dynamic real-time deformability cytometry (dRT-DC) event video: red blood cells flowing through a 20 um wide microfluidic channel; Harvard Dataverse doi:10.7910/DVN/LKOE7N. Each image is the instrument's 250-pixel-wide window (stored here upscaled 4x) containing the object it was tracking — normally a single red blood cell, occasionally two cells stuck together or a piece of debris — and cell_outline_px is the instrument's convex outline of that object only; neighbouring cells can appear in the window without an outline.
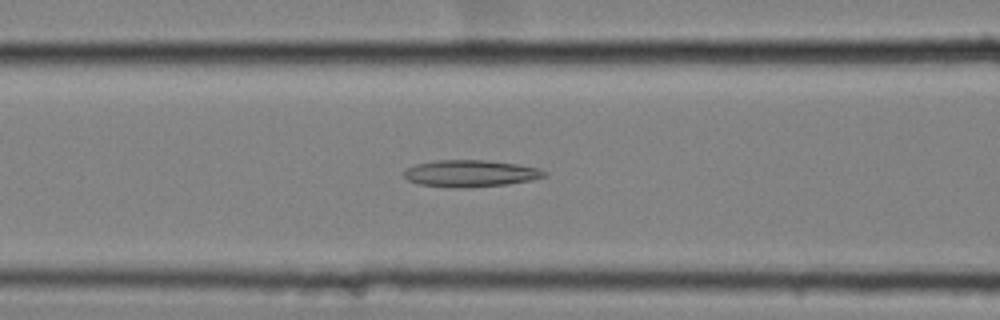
{"species": "common noctule bat (a hibernating species)", "species_latin": "Nyctalus noctula", "temperature_condition": "cold", "stored_images_in_passage": 45, "camera_frame_rate_fps": 3000, "um_per_image_px": 0.085, "animal": {"sex": "female", "body_mass_g": 25.1}, "frame": {"image": 1, "passage_image": 12, "time_ms": 3.667, "image_size_px": [1000, 320], "cell_outline_px": [[548, 176], [532, 180], [508, 184], [464, 188], [452, 188], [420, 184], [408, 180], [404, 176], [404, 172], [408, 168], [416, 164], [436, 160], [484, 160], [516, 164], [540, 168], [548, 172]], "centroid_in_image_um": [40.04, 14.75], "position_along_channel_um": 126.6, "area_um2": 22.02}}
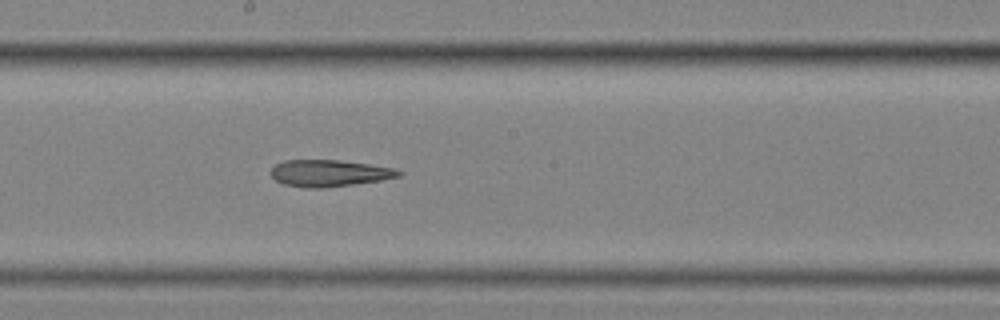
{"frame": {"image": 2, "passage_image": 20, "time_ms": 6.333, "image_size_px": [1000, 320], "cell_outline_px": [[404, 172], [400, 176], [380, 180], [324, 188], [308, 188], [284, 184], [276, 180], [272, 176], [272, 168], [276, 164], [284, 160], [340, 160], [396, 168]], "centroid_in_image_um": [28.01, 14.71], "position_along_channel_um": 220.2, "area_um2": 19.77}}
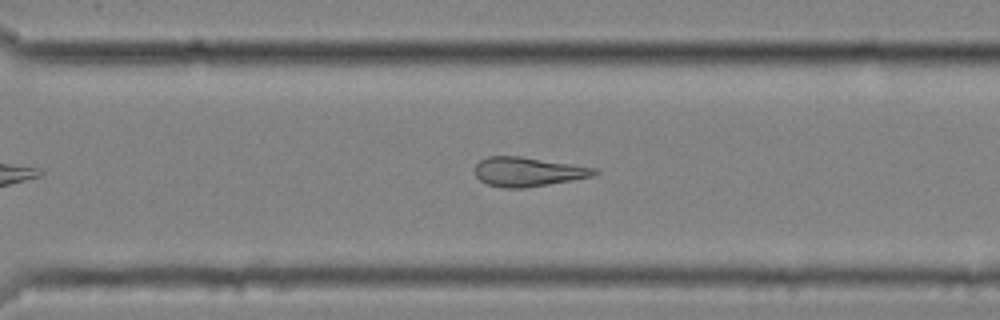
{"frame": {"image": 3, "passage_image": 29, "time_ms": 9.333, "image_size_px": [1000, 320], "cell_outline_px": [[600, 172], [592, 176], [548, 184], [524, 188], [504, 188], [488, 184], [480, 180], [476, 176], [472, 168], [480, 160], [488, 156], [520, 156], [572, 164], [596, 168]], "centroid_in_image_um": [44.83, 14.59], "position_along_channel_um": 325.8, "area_um2": 20.35}, "authors_computed_cell_mechanics": {"area_um2": 21.5016, "velocity_mm_per_s": 3.5181, "shape_relaxation_time_tau1_ms": null, "shape_relaxation_time_tau2_ms": 10.7957, "deformation_change_tau1": null, "deformation_change_tau2": 0.2667}}